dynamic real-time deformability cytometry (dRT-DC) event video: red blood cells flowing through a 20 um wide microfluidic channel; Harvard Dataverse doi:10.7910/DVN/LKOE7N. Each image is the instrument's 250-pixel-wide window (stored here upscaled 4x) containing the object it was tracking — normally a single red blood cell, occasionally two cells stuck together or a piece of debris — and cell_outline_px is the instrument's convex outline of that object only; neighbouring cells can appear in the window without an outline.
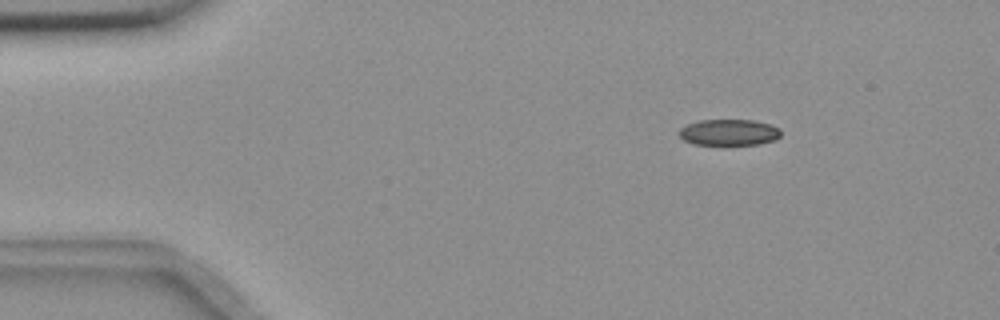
{"species": "common noctule bat (a hibernating species)", "species_latin": "Nyctalus noctula", "temperature_condition": "room temperature", "stored_images_in_passage": 8, "camera_frame_rate_fps": 3000, "um_per_image_px": 0.085, "animal": {"sex": "female", "body_mass_g": 18.4}, "frame": {"image": 1, "passage_image": 2, "time_ms": 0.333, "image_size_px": [1000, 320], "cell_outline_px": [[780, 136], [776, 140], [760, 144], [692, 144], [684, 140], [680, 136], [680, 128], [688, 124], [700, 120], [752, 120], [768, 124], [780, 128]], "centroid_in_image_um": [61.98, 11.25], "position_along_channel_um": 23.0, "area_um2": 15.37}}
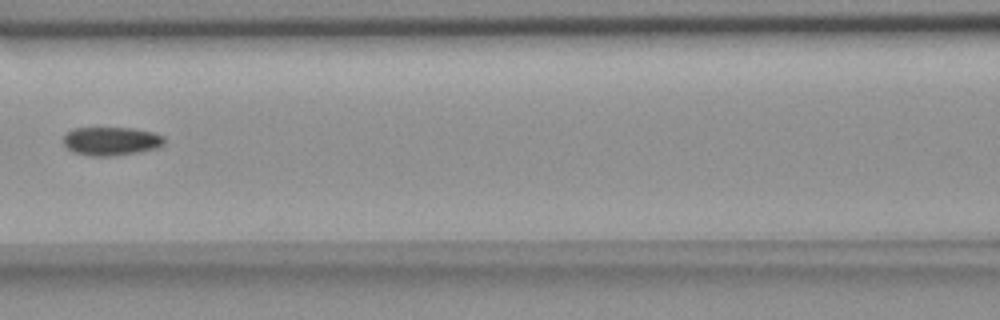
{"frame": {"image": 2, "passage_image": 7, "time_ms": 2.0, "image_size_px": [1000, 320], "cell_outline_px": [[164, 144], [160, 148], [140, 152], [116, 156], [92, 156], [76, 152], [68, 148], [64, 144], [64, 136], [68, 132], [76, 128], [132, 128], [152, 132], [164, 136]], "centroid_in_image_um": [9.51, 12.0], "position_along_channel_um": 157.1, "area_um2": 16.76}}
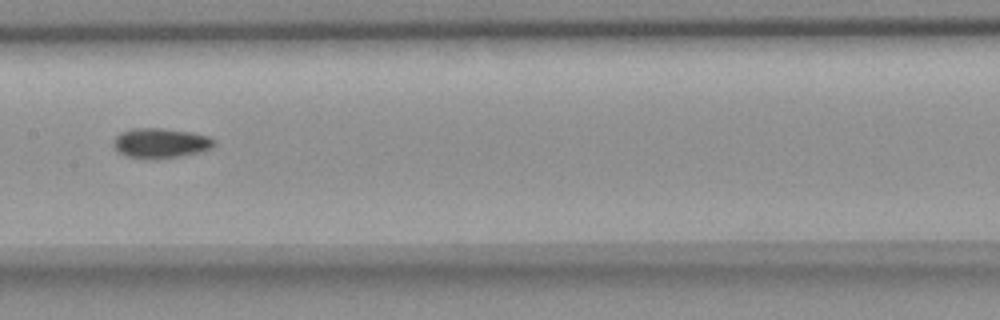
{"frame": {"image": 3, "passage_image": 8, "time_ms": 2.333, "image_size_px": [1000, 320], "cell_outline_px": [[216, 144], [212, 148], [180, 156], [156, 160], [148, 160], [128, 156], [120, 152], [112, 144], [116, 136], [120, 132], [132, 128], [164, 128], [192, 132], [208, 136], [216, 140]], "centroid_in_image_um": [13.65, 12.16], "position_along_channel_um": 193.7, "area_um2": 17.74}}